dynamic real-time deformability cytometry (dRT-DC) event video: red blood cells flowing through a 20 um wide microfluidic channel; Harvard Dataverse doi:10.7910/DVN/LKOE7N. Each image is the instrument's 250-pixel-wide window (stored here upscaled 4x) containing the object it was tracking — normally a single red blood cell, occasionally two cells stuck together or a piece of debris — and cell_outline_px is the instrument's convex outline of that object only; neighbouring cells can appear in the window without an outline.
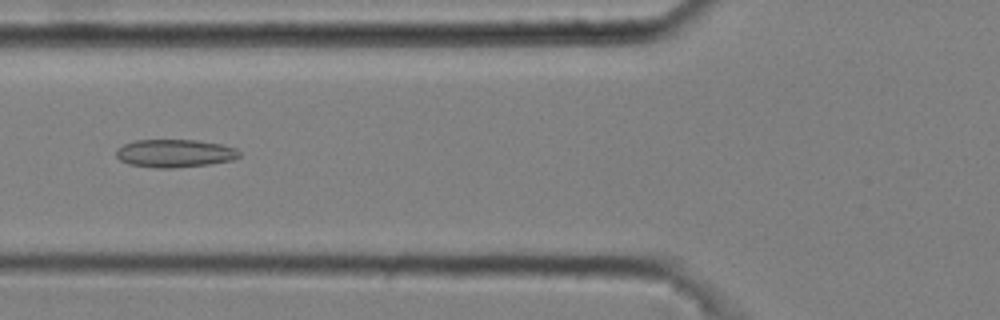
{"species": "common noctule bat (a hibernating species)", "species_latin": "Nyctalus noctula", "temperature_condition": "cold", "stored_images_in_passage": 9, "camera_frame_rate_fps": 3000, "um_per_image_px": 0.085, "animal": {"sex": "male", "body_mass_g": 20.4}, "frame": {"image": 1, "passage_image": 4, "time_ms": 1.0, "image_size_px": [1000, 320], "cell_outline_px": [[240, 156], [232, 160], [212, 164], [172, 168], [156, 168], [128, 164], [120, 160], [116, 156], [116, 148], [124, 144], [136, 140], [196, 140], [220, 144], [236, 148], [240, 152]], "centroid_in_image_um": [14.85, 13.04], "position_along_channel_um": 111.0, "area_um2": 20.17}}
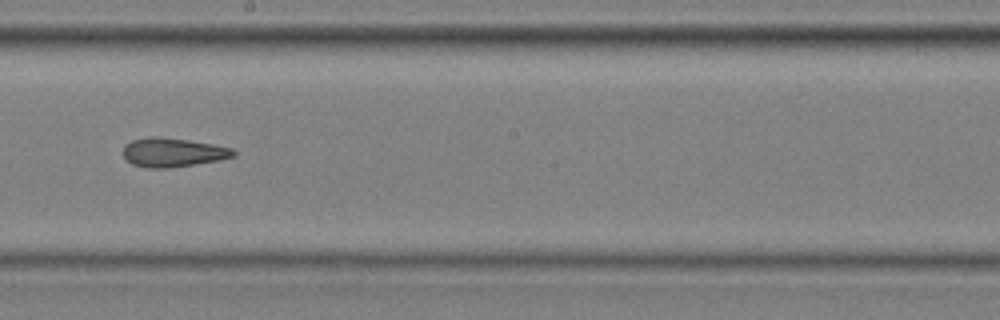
{"frame": {"image": 2, "passage_image": 7, "time_ms": 2.0, "image_size_px": [1000, 320], "cell_outline_px": [[236, 156], [220, 160], [172, 168], [144, 168], [132, 164], [124, 156], [124, 144], [132, 140], [148, 136], [160, 136], [188, 140], [212, 144], [232, 148], [236, 152]], "centroid_in_image_um": [14.69, 12.95], "position_along_channel_um": 233.5, "area_um2": 18.84}}
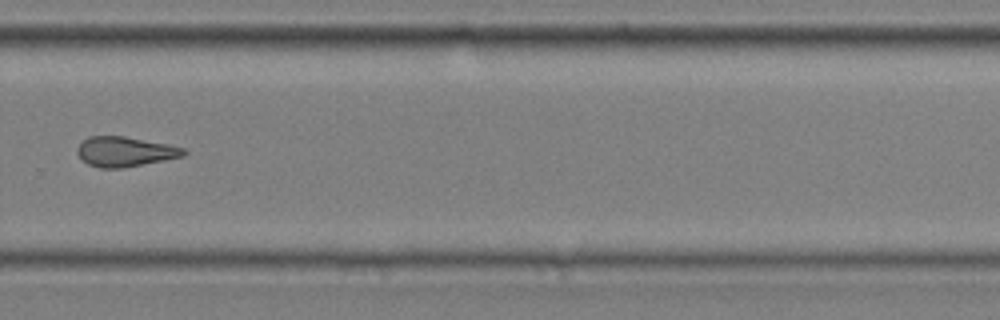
{"frame": {"image": 3, "passage_image": 9, "time_ms": 2.667, "image_size_px": [1000, 320], "cell_outline_px": [[188, 152], [184, 156], [120, 168], [100, 168], [88, 164], [80, 160], [76, 152], [76, 148], [88, 136], [124, 136], [168, 144], [184, 148]], "centroid_in_image_um": [10.59, 12.88], "position_along_channel_um": 319.2, "area_um2": 18.5}}